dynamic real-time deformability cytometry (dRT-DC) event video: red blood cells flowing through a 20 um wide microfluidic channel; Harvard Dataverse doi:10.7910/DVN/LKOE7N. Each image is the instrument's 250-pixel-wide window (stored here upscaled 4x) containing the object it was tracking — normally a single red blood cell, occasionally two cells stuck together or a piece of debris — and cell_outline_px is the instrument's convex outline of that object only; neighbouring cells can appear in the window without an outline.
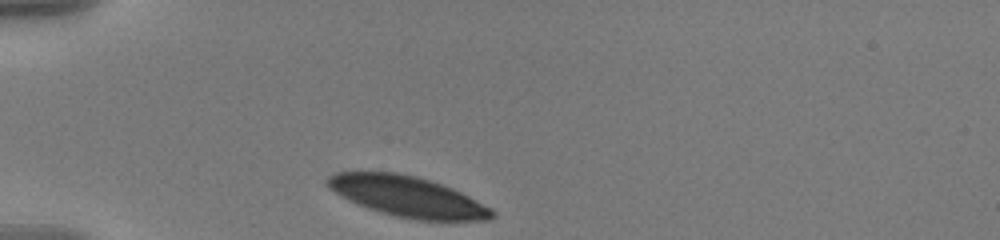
{"species": "human", "species_latin": "Homo sapiens", "temperature_condition": "warm", "stored_images_in_passage": 35, "camera_frame_rate_fps": 3000, "um_per_image_px": 0.085, "donor": {"sex": "male"}, "frame": {"image": 1, "passage_image": 1, "time_ms": 0.0, "image_size_px": [1000, 240], "cell_outline_px": [[496, 216], [488, 220], [416, 220], [396, 216], [368, 208], [356, 204], [340, 196], [328, 188], [324, 184], [324, 180], [328, 176], [336, 172], [396, 172], [416, 176], [452, 188], [492, 208], [496, 212]], "centroid_in_image_um": [34.6, 16.7], "position_along_channel_um": 50.4, "area_um2": 38.9}}
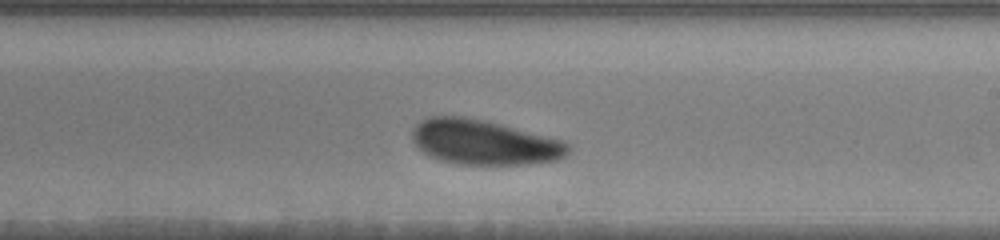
{"frame": {"image": 2, "passage_image": 20, "time_ms": 6.333, "image_size_px": [1000, 240], "cell_outline_px": [[572, 148], [564, 156], [556, 160], [528, 164], [460, 164], [436, 160], [428, 156], [412, 140], [412, 128], [420, 120], [428, 116], [464, 116], [484, 120], [500, 124], [560, 140], [568, 144]], "centroid_in_image_um": [41.08, 12.09], "position_along_channel_um": 247.9, "area_um2": 40.63}}
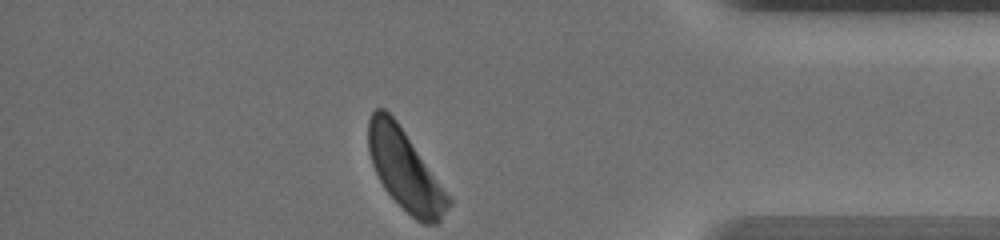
{"frame": {"image": 3, "passage_image": 35, "time_ms": 11.333, "image_size_px": [1000, 240], "cell_outline_px": [[452, 204], [440, 220], [436, 224], [424, 224], [416, 220], [384, 188], [372, 164], [368, 152], [368, 120], [372, 112], [376, 108], [384, 108], [396, 120], [452, 196]], "centroid_in_image_um": [34.46, 14.45], "position_along_channel_um": 400.7, "area_um2": 37.45}, "authors_computed_cell_mechanics": {"area_um2": 41.038, "velocity_mm_per_s": 3.5167, "shape_relaxation_time_tau1_ms": 2.0193, "shape_relaxation_time_tau2_ms": 9.637, "deformation_change_tau1": 0.1068, "deformation_change_tau2": 0.1862}}